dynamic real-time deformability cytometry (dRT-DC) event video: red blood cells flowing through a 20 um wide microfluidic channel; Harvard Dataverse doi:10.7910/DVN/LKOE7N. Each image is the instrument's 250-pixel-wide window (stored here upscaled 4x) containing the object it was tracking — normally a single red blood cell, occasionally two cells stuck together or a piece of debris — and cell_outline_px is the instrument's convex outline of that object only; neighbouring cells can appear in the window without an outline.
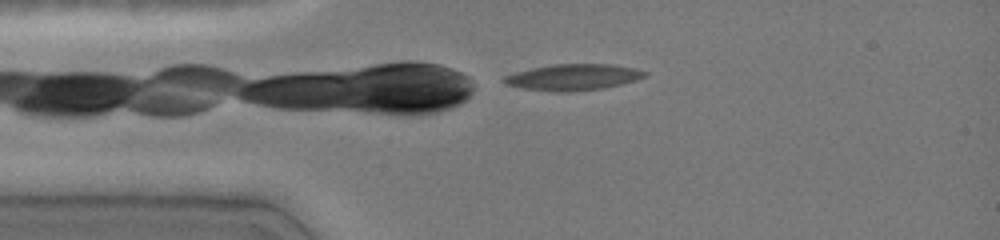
{"species": "common noctule bat (a hibernating species)", "species_latin": "Nyctalus noctula", "temperature_condition": "cold", "stored_images_in_passage": 27, "camera_frame_rate_fps": 3000, "um_per_image_px": 0.085, "animal": {"sex": "female", "body_mass_g": 19.0, "forearm_length_mm": 51.5}, "frame": {"image": 1, "passage_image": 1, "time_ms": 0.0, "image_size_px": [1000, 240], "cell_outline_px": [[648, 76], [636, 80], [604, 88], [568, 92], [560, 92], [524, 88], [504, 84], [500, 80], [504, 76], [516, 72], [532, 68], [552, 64], [612, 64], [636, 68], [648, 72]], "centroid_in_image_um": [48.74, 6.55], "position_along_channel_um": 36.3, "area_um2": 21.56}}
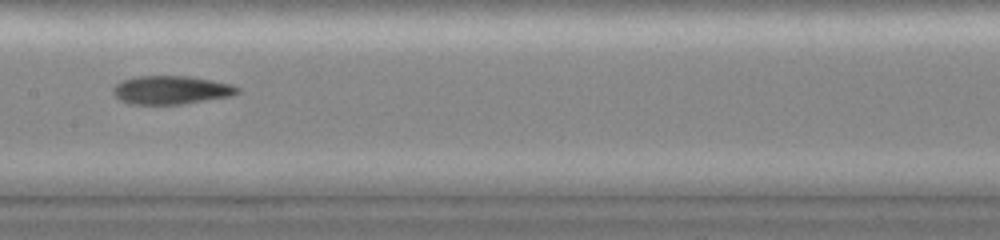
{"frame": {"image": 2, "passage_image": 14, "time_ms": 4.333, "image_size_px": [1000, 240], "cell_outline_px": [[240, 92], [228, 96], [180, 104], [128, 104], [120, 100], [112, 92], [112, 88], [116, 84], [124, 80], [140, 76], [188, 76], [212, 80], [232, 84], [240, 88]], "centroid_in_image_um": [14.53, 7.65], "position_along_channel_um": 192.9, "area_um2": 20.4}}
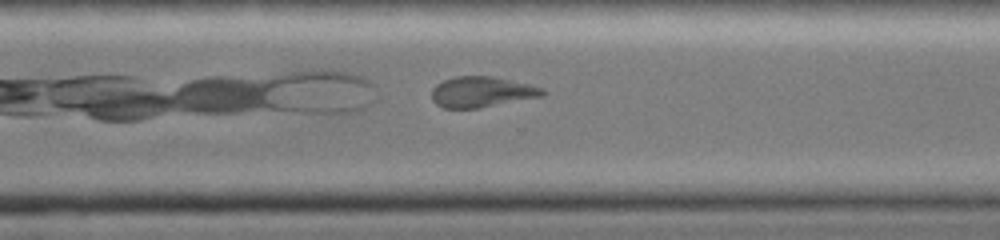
{"frame": {"image": 3, "passage_image": 24, "time_ms": 7.667, "image_size_px": [1000, 240], "cell_outline_px": [[544, 96], [480, 108], [444, 108], [436, 104], [432, 100], [432, 88], [436, 84], [444, 80], [456, 76], [492, 76], [528, 84], [544, 88]], "centroid_in_image_um": [40.94, 7.82], "position_along_channel_um": 329.7, "area_um2": 19.83}}